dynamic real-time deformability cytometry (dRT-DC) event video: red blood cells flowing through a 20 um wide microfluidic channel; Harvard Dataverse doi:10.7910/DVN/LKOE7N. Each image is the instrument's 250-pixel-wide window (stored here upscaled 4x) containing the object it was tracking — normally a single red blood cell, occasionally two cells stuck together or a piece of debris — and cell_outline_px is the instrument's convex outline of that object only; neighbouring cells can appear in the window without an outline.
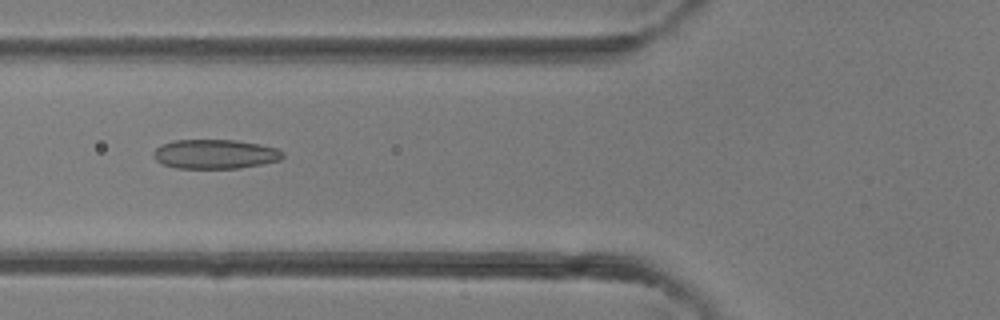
{"species": "common noctule bat (a hibernating species)", "species_latin": "Nyctalus noctula", "temperature_condition": "room temperature", "stored_images_in_passage": 35, "camera_frame_rate_fps": 3000, "um_per_image_px": 0.085, "animal": {"sex": "female"}, "frame": {"image": 1, "passage_image": 10, "time_ms": 3.0, "image_size_px": [1000, 320], "cell_outline_px": [[284, 156], [280, 160], [264, 164], [240, 168], [176, 168], [164, 164], [156, 160], [152, 156], [152, 152], [160, 144], [172, 140], [236, 140], [260, 144], [276, 148], [284, 152]], "centroid_in_image_um": [18.27, 13.09], "position_along_channel_um": 107.5, "area_um2": 22.31}}
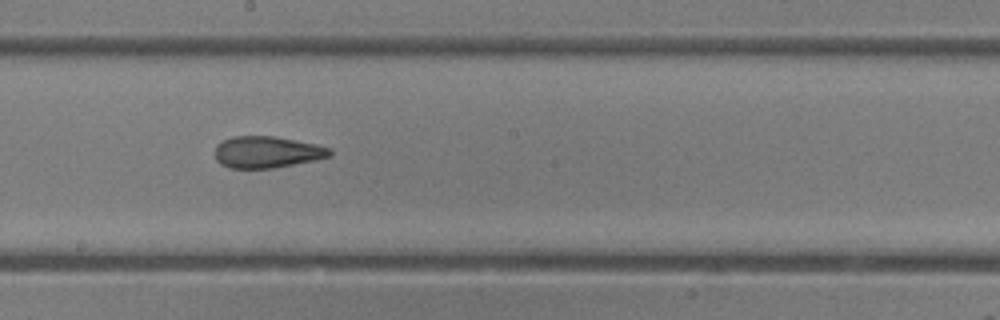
{"frame": {"image": 2, "passage_image": 17, "time_ms": 5.333, "image_size_px": [1000, 320], "cell_outline_px": [[332, 156], [316, 160], [272, 168], [228, 168], [220, 164], [216, 160], [216, 144], [232, 136], [276, 136], [316, 144], [332, 148]], "centroid_in_image_um": [22.71, 12.92], "position_along_channel_um": 225.5, "area_um2": 21.33}}
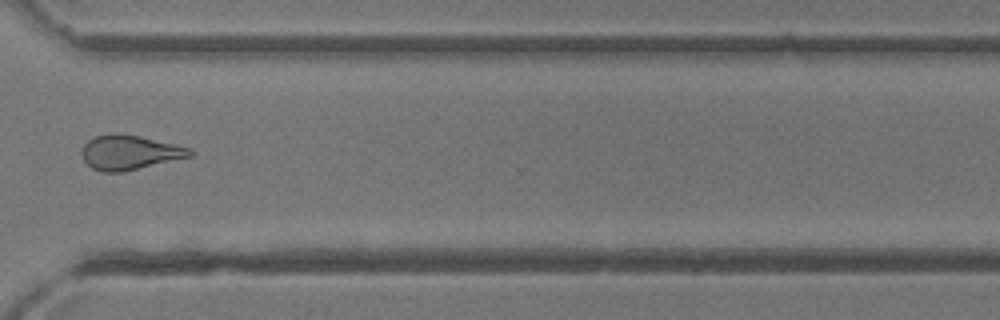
{"frame": {"image": 3, "passage_image": 25, "time_ms": 8.0, "image_size_px": [1000, 320], "cell_outline_px": [[192, 156], [120, 172], [104, 172], [92, 168], [84, 160], [80, 152], [84, 144], [88, 140], [96, 136], [112, 132], [140, 136], [192, 148]], "centroid_in_image_um": [10.99, 12.94], "position_along_channel_um": 359.6, "area_um2": 21.62}}